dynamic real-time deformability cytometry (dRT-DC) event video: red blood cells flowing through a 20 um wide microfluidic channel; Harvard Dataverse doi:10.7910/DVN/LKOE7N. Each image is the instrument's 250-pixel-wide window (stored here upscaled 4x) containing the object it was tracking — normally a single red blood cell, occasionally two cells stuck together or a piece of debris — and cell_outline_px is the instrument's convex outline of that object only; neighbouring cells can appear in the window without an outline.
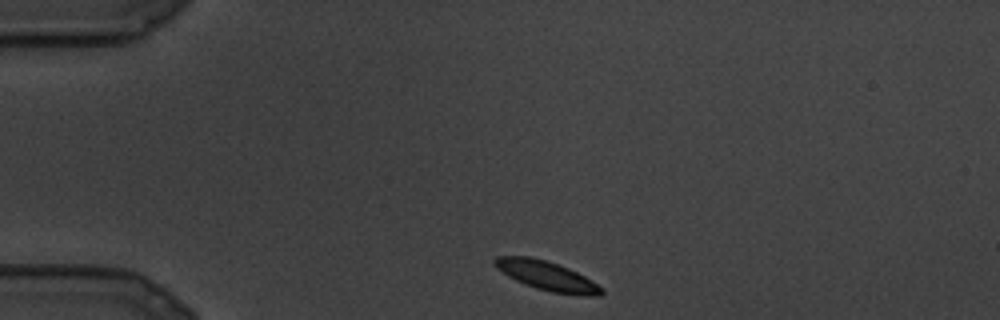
{"species": "common noctule bat (a hibernating species)", "species_latin": "Nyctalus noctula", "temperature_condition": "cold", "stored_images_in_passage": 5, "camera_frame_rate_fps": 3000, "um_per_image_px": 0.085, "animal": {"sex": "male", "body_mass_g": 19.5, "forearm_length_mm": 54.6}, "frame": {"image": 1, "passage_image": 1, "time_ms": 0.0, "image_size_px": [1000, 320], "cell_outline_px": [[604, 292], [600, 296], [584, 296], [552, 292], [536, 288], [524, 284], [508, 276], [496, 268], [492, 264], [492, 260], [496, 256], [528, 256], [548, 260], [568, 268], [592, 280], [604, 288]], "centroid_in_image_um": [46.48, 23.44], "position_along_channel_um": 38.5, "area_um2": 18.44}}